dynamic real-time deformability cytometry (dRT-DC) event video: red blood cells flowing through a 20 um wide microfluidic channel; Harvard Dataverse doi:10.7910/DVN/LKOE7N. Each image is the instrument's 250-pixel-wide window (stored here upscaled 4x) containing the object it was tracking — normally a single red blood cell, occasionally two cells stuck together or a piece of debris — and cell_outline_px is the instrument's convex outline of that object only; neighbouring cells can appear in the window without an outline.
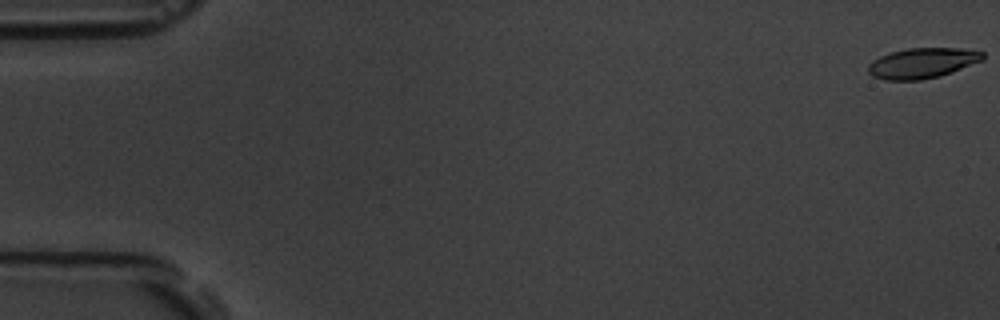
{"species": "common noctule bat (a hibernating species)", "species_latin": "Nyctalus noctula", "temperature_condition": "room temperature", "stored_images_in_passage": 7, "camera_frame_rate_fps": 3000, "um_per_image_px": 0.085, "animal": {"sex": "male", "body_mass_g": 19.5, "forearm_length_mm": 54.6}, "frame": {"image": 1, "passage_image": 1, "time_ms": 0.0, "image_size_px": [1000, 320], "cell_outline_px": [[984, 60], [940, 76], [920, 80], [884, 80], [872, 76], [868, 72], [868, 64], [872, 60], [880, 56], [892, 52], [908, 48], [960, 48], [984, 52]], "centroid_in_image_um": [78.39, 5.36], "position_along_channel_um": 6.6, "area_um2": 20.29}}
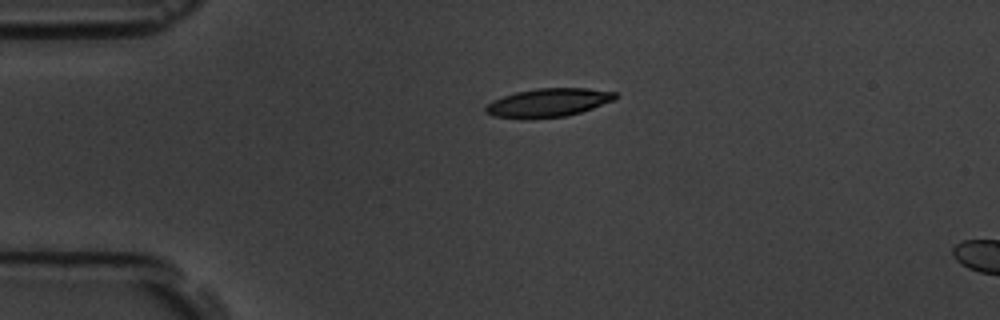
{"frame": {"image": 2, "passage_image": 5, "time_ms": 4.333, "image_size_px": [1000, 320], "cell_outline_px": [[616, 100], [580, 112], [564, 116], [492, 116], [484, 112], [484, 108], [492, 100], [516, 92], [536, 88], [588, 88], [616, 92]], "centroid_in_image_um": [46.65, 8.68], "position_along_channel_um": 38.3, "area_um2": 20.75}}